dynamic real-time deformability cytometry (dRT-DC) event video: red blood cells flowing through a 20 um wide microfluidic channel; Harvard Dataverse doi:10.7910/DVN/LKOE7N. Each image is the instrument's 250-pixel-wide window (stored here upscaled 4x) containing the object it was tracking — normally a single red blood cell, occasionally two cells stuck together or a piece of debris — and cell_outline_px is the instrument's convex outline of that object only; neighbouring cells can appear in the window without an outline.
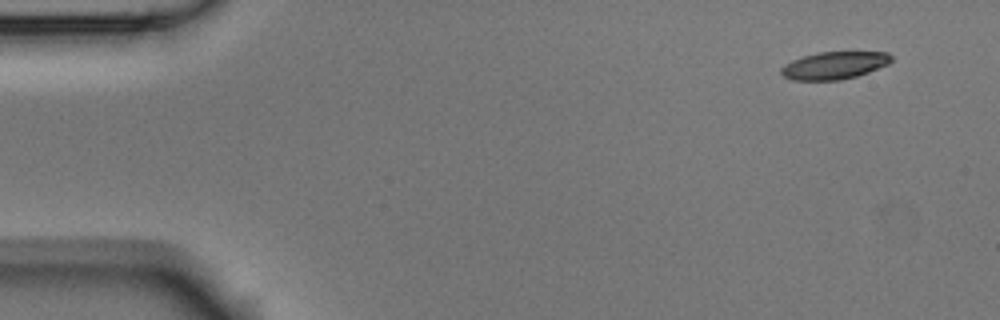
{"species": "Egyptian fruit bat (a non-hibernating species)", "species_latin": "Rousettus aegyptiacus", "temperature_condition": "room temperature", "stored_images_in_passage": 4, "camera_frame_rate_fps": 3000, "um_per_image_px": 0.085, "animal": {"sex": "male"}, "frame": {"image": 1, "passage_image": 1, "time_ms": 0.0, "image_size_px": [1000, 320], "cell_outline_px": [[892, 60], [888, 64], [868, 72], [856, 76], [840, 80], [792, 80], [784, 76], [780, 72], [780, 68], [784, 64], [792, 60], [804, 56], [820, 52], [888, 52], [892, 56]], "centroid_in_image_um": [70.9, 5.56], "position_along_channel_um": 14.1, "area_um2": 17.57}}